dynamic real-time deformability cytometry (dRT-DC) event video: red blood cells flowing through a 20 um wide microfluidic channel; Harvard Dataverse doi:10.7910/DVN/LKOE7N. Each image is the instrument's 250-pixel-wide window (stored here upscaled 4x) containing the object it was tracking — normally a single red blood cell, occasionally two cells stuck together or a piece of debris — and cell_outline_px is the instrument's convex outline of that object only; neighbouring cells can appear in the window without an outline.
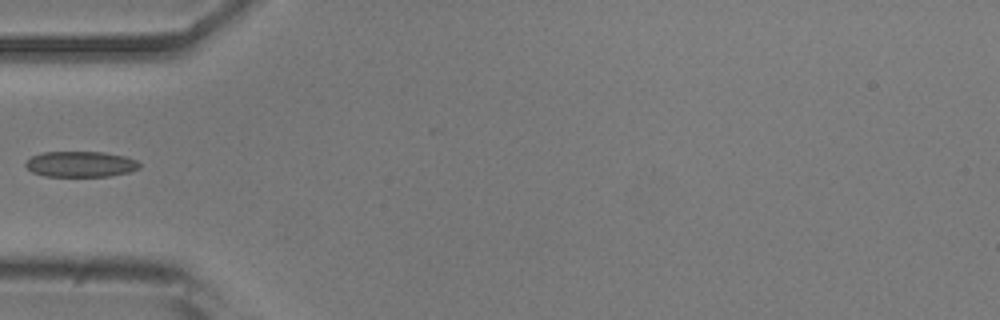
{"species": "common noctule bat (a hibernating species)", "species_latin": "Nyctalus noctula", "temperature_condition": "room temperature", "stored_images_in_passage": 2, "camera_frame_rate_fps": 3000, "um_per_image_px": 0.085, "animal": {"sex": "male", "body_mass_g": 20.5, "forearm_length_mm": 52.5}, "frame": {"image": 1, "passage_image": 1, "time_ms": 0.0, "image_size_px": [1000, 320], "cell_outline_px": [[140, 168], [128, 172], [108, 176], [44, 176], [32, 172], [24, 164], [32, 156], [44, 152], [104, 152], [124, 156], [136, 160], [140, 164]], "centroid_in_image_um": [6.85, 13.95], "position_along_channel_um": 78.2, "area_um2": 16.94}}
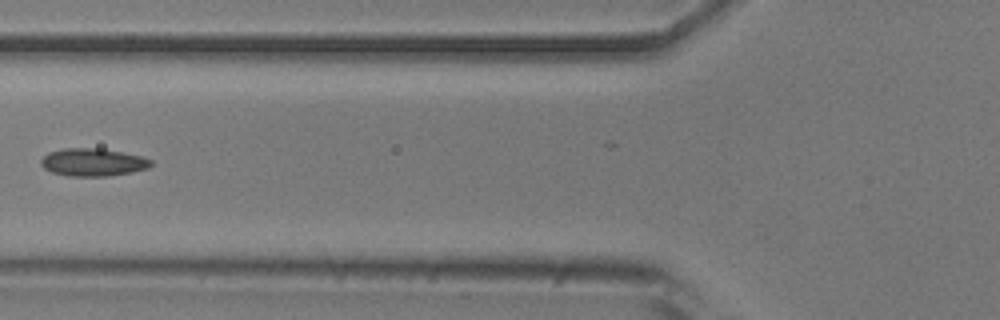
{"frame": {"image": 2, "passage_image": 2, "time_ms": 0.333, "image_size_px": [1000, 320], "cell_outline_px": [[152, 164], [148, 168], [132, 172], [108, 176], [68, 176], [52, 172], [44, 168], [40, 164], [40, 160], [48, 152], [64, 148], [100, 148], [140, 156], [152, 160]], "centroid_in_image_um": [7.87, 13.79], "position_along_channel_um": 117.9, "area_um2": 17.74}}